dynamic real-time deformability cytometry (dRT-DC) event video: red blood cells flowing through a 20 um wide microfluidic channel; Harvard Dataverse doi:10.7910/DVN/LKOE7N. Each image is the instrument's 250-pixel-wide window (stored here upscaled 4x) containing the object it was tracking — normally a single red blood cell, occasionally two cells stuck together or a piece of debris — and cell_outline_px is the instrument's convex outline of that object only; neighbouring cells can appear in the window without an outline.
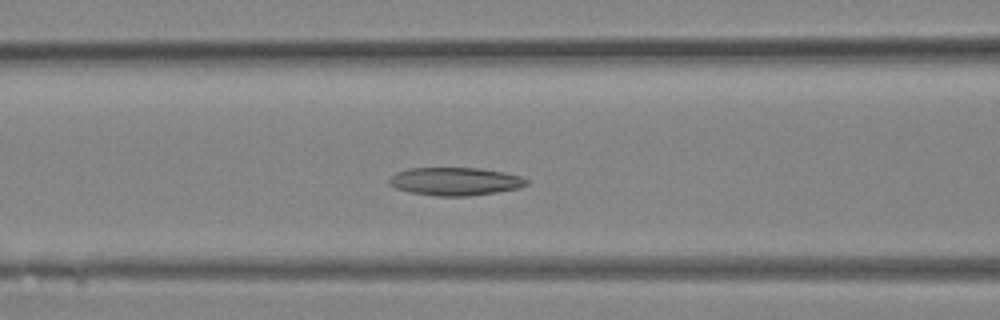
{"species": "Egyptian fruit bat (a non-hibernating species)", "species_latin": "Rousettus aegyptiacus", "temperature_condition": "room temperature", "stored_images_in_passage": 32, "camera_frame_rate_fps": 3000, "um_per_image_px": 0.085, "animal": {"sex": "female"}, "frame": {"image": 1, "passage_image": 13, "time_ms": 4.0, "image_size_px": [1000, 320], "cell_outline_px": [[528, 184], [516, 188], [496, 192], [468, 196], [436, 196], [412, 192], [396, 188], [388, 184], [388, 180], [396, 172], [408, 168], [480, 168], [504, 172], [520, 176], [528, 180]], "centroid_in_image_um": [38.67, 15.41], "position_along_channel_um": 127.9, "area_um2": 22.31}}
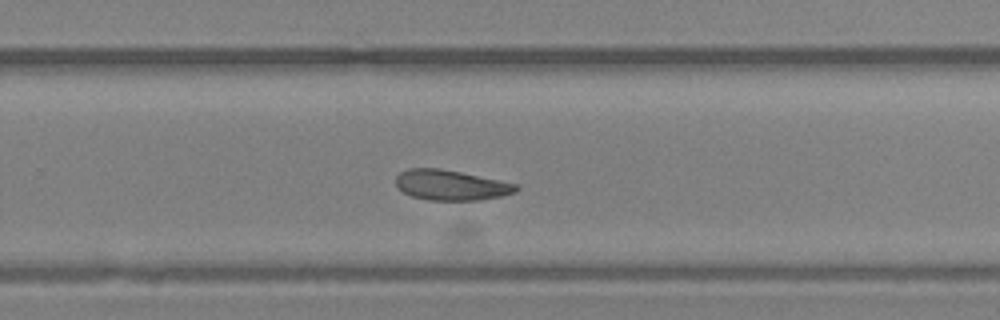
{"frame": {"image": 2, "passage_image": 21, "time_ms": 6.667, "image_size_px": [1000, 320], "cell_outline_px": [[520, 188], [516, 192], [500, 196], [480, 200], [428, 200], [412, 196], [404, 192], [396, 184], [396, 176], [400, 172], [408, 168], [440, 168], [520, 184]], "centroid_in_image_um": [38.36, 15.73], "position_along_channel_um": 291.4, "area_um2": 21.21}}
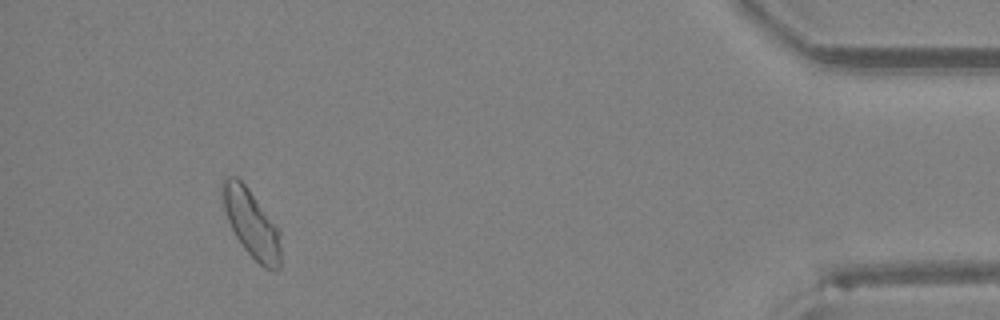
{"frame": {"image": 3, "passage_image": 30, "time_ms": 9.667, "image_size_px": [1000, 320], "cell_outline_px": [[280, 268], [276, 272], [264, 268], [244, 248], [236, 236], [228, 220], [224, 208], [220, 192], [220, 184], [228, 176], [236, 176], [248, 188], [280, 228]], "centroid_in_image_um": [21.38, 18.98], "position_along_channel_um": 413.8, "area_um2": 23.18}}